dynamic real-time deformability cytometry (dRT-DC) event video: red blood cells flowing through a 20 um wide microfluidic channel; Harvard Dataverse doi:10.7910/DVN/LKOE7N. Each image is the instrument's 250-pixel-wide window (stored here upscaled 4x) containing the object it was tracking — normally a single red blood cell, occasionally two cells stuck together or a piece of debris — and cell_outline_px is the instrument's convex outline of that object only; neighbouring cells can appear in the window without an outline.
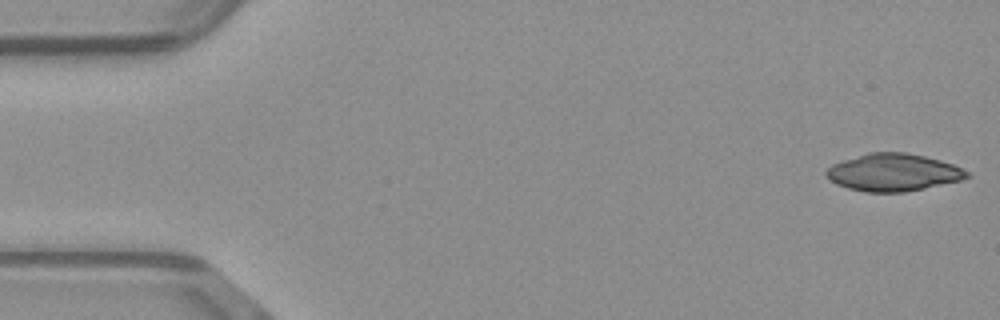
{"species": "common noctule bat (a hibernating species)", "species_latin": "Nyctalus noctula", "temperature_condition": "warm", "stored_images_in_passage": 49, "camera_frame_rate_fps": 3000, "um_per_image_px": 0.085, "animal": {"sex": "male", "body_mass_g": 23.1, "forearm_length_mm": 52.7}, "frame": {"image": 1, "passage_image": 1, "time_ms": 0.0, "image_size_px": [1000, 320], "cell_outline_px": [[972, 176], [960, 180], [924, 188], [904, 192], [864, 192], [848, 188], [836, 184], [824, 172], [832, 164], [868, 152], [908, 152], [940, 160], [952, 164], [968, 172]], "centroid_in_image_um": [75.92, 14.65], "position_along_channel_um": 9.1, "area_um2": 30.46}}